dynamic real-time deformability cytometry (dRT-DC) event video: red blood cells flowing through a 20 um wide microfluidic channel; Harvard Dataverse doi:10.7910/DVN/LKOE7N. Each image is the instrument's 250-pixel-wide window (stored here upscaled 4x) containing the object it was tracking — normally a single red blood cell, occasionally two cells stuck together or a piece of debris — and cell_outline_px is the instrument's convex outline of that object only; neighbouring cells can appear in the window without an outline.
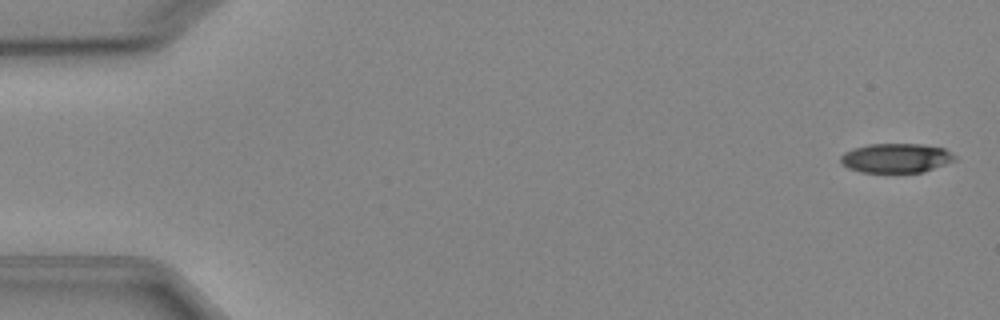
{"species": "Egyptian fruit bat (a non-hibernating species)", "species_latin": "Rousettus aegyptiacus", "temperature_condition": "cold", "stored_images_in_passage": 5, "segment_of_instrument_passage": [2, 2], "camera_frame_rate_fps": 3000, "um_per_image_px": 0.085, "animal": {"sex": "female"}, "frame": {"image": 1, "passage_image": 5, "time_ms": 4.667, "image_size_px": [1000, 320], "cell_outline_px": [[956, 160], [924, 172], [860, 172], [848, 168], [840, 164], [840, 156], [844, 152], [852, 148], [868, 144], [920, 144], [944, 148], [956, 156]], "centroid_in_image_um": [76.13, 13.43], "position_along_channel_um": 8.9, "area_um2": 19.65}}